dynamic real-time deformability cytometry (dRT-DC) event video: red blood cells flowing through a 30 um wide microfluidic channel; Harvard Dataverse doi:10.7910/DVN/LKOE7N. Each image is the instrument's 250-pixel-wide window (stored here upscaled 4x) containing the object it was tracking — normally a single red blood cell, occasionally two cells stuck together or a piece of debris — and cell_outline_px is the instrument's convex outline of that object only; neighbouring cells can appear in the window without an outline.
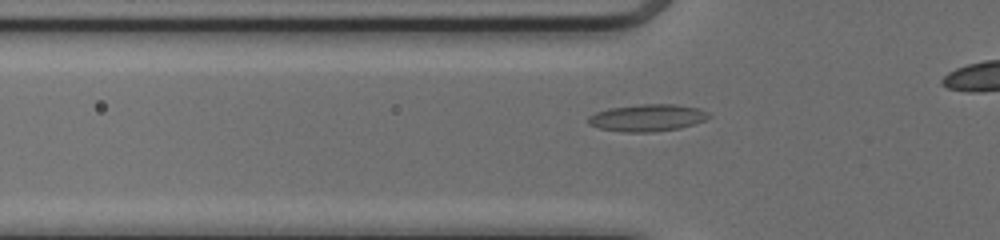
{"species": "common noctule bat (a hibernating species)", "species_latin": "Nyctalus noctula", "temperature_condition": "cold", "stored_images_in_passage": 38, "segment_of_instrument_passage": [1, 2], "camera_frame_rate_fps": 3000, "um_per_image_px": 0.085, "animal": {"sex": "female", "body_mass_g": 17.0, "forearm_length_mm": 48.0}, "frame": {"image": 1, "passage_image": 14, "time_ms": 4.333, "image_size_px": [1000, 240], "cell_outline_px": [[712, 116], [704, 120], [680, 128], [652, 132], [624, 132], [600, 128], [588, 124], [588, 116], [596, 112], [608, 108], [640, 104], [672, 104], [696, 108], [708, 112]], "centroid_in_image_um": [54.99, 10.01], "position_along_channel_um": 70.8, "area_um2": 18.9}}
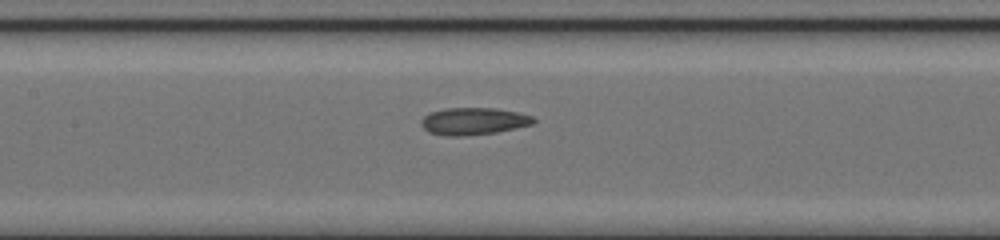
{"frame": {"image": 2, "passage_image": 21, "time_ms": 6.667, "image_size_px": [1000, 240], "cell_outline_px": [[536, 120], [532, 124], [516, 128], [496, 132], [460, 136], [444, 136], [428, 132], [420, 124], [420, 120], [424, 116], [432, 112], [444, 108], [496, 108], [516, 112], [532, 116]], "centroid_in_image_um": [40.22, 10.3], "position_along_channel_um": 167.2, "area_um2": 17.74}}
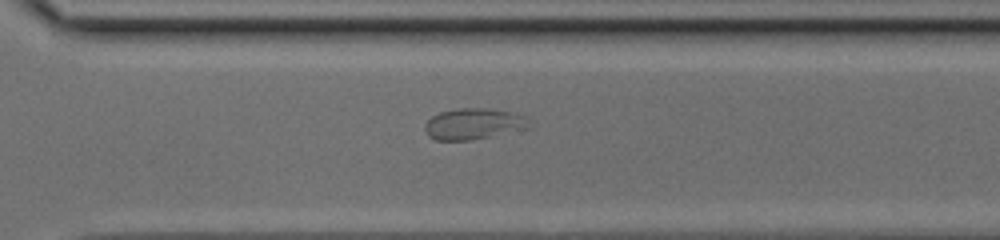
{"frame": {"image": 3, "passage_image": 33, "time_ms": 10.667, "image_size_px": [1000, 240], "cell_outline_px": [[536, 124], [528, 128], [472, 140], [436, 140], [428, 136], [424, 128], [424, 124], [432, 116], [440, 112], [460, 108], [488, 108], [508, 112], [524, 116]], "centroid_in_image_um": [40.27, 10.53], "position_along_channel_um": 330.3, "area_um2": 18.96}}